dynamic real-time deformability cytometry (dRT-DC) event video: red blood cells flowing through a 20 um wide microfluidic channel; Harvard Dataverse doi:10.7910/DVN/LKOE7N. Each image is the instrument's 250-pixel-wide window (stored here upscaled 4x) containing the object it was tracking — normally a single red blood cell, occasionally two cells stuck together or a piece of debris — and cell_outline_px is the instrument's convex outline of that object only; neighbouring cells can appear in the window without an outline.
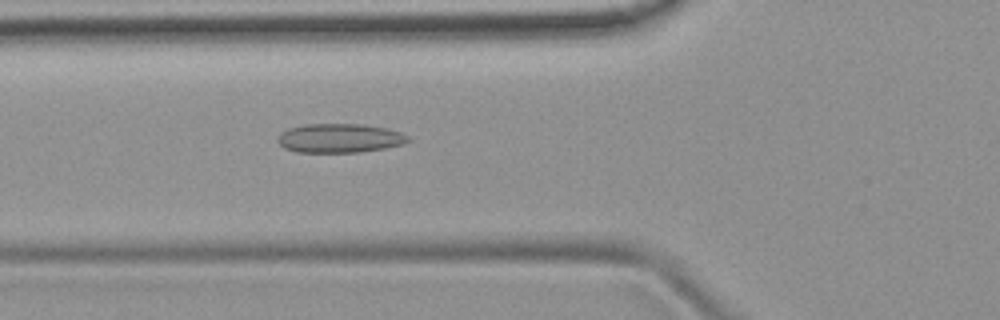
{"species": "common noctule bat (a hibernating species)", "species_latin": "Nyctalus noctula", "temperature_condition": "room temperature", "stored_images_in_passage": 51, "camera_frame_rate_fps": 3000, "um_per_image_px": 0.085, "animal": {"sex": "female", "body_mass_g": 19.9}, "frame": {"image": 1, "passage_image": 19, "time_ms": 6.0, "image_size_px": [1000, 320], "cell_outline_px": [[412, 140], [404, 144], [384, 148], [360, 152], [296, 152], [284, 148], [276, 140], [280, 132], [288, 128], [304, 124], [364, 124], [388, 128], [400, 132], [408, 136]], "centroid_in_image_um": [28.87, 11.74], "position_along_channel_um": 96.9, "area_um2": 22.31}}
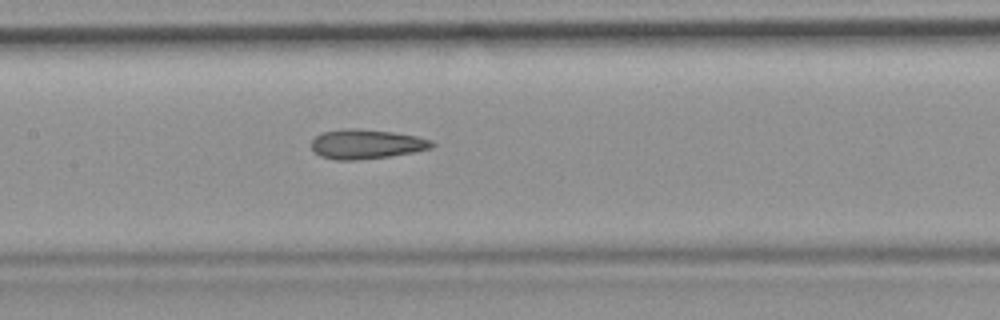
{"frame": {"image": 2, "passage_image": 25, "time_ms": 8.0, "image_size_px": [1000, 320], "cell_outline_px": [[436, 144], [432, 148], [412, 152], [388, 156], [360, 160], [336, 160], [320, 156], [312, 148], [312, 140], [320, 132], [348, 128], [356, 128], [392, 132], [416, 136], [432, 140]], "centroid_in_image_um": [31.13, 12.24], "position_along_channel_um": 176.3, "area_um2": 20.69}}
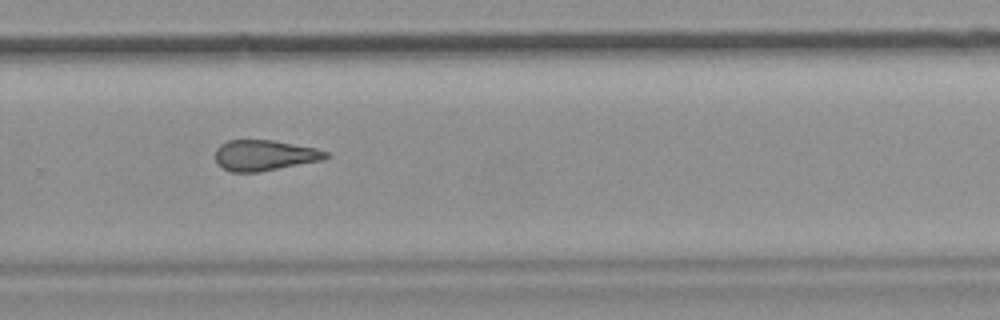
{"frame": {"image": 3, "passage_image": 35, "time_ms": 11.333, "image_size_px": [1000, 320], "cell_outline_px": [[332, 156], [324, 160], [260, 172], [232, 172], [216, 164], [216, 148], [220, 144], [228, 140], [272, 140], [316, 148], [328, 152]], "centroid_in_image_um": [22.51, 13.21], "position_along_channel_um": 307.3, "area_um2": 19.94}, "authors_computed_cell_mechanics": {"area_um2": 20.9236, "velocity_mm_per_s": 3.9449, "shape_relaxation_time_tau1_ms": null, "shape_relaxation_time_tau2_ms": 3.0452, "deformation_change_tau1": null, "deformation_change_tau2": 0.1234}}